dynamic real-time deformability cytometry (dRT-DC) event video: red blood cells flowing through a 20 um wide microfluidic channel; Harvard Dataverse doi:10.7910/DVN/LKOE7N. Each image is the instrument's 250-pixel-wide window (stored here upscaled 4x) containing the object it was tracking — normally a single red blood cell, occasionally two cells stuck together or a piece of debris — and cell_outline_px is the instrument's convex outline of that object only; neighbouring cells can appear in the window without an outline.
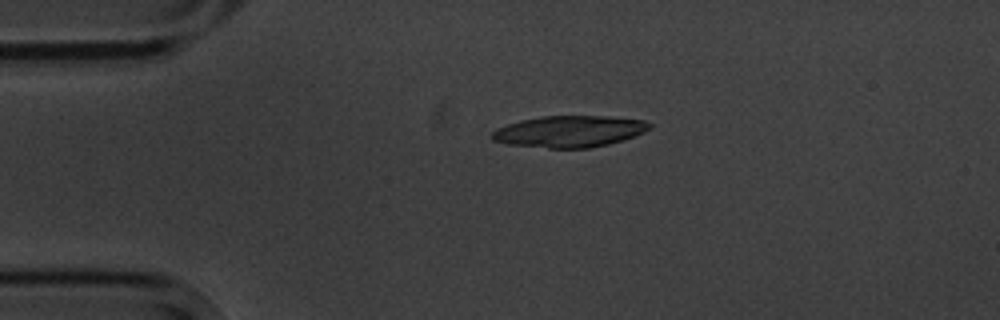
{"species": "common noctule bat (a hibernating species)", "species_latin": "Nyctalus noctula", "temperature_condition": "cold", "stored_images_in_passage": 3, "camera_frame_rate_fps": 3000, "um_per_image_px": 0.085, "animal": {"sex": "male", "body_mass_g": 20.1, "forearm_length_mm": 53.5}, "frame": {"image": 1, "passage_image": 2, "time_ms": 1.0, "image_size_px": [1000, 320], "cell_outline_px": [[652, 124], [644, 132], [636, 136], [624, 140], [608, 144], [588, 148], [548, 148], [508, 144], [492, 140], [492, 132], [496, 128], [508, 124], [524, 120], [544, 116], [608, 116], [644, 120]], "centroid_in_image_um": [48.42, 11.17], "position_along_channel_um": 36.6, "area_um2": 28.78}}